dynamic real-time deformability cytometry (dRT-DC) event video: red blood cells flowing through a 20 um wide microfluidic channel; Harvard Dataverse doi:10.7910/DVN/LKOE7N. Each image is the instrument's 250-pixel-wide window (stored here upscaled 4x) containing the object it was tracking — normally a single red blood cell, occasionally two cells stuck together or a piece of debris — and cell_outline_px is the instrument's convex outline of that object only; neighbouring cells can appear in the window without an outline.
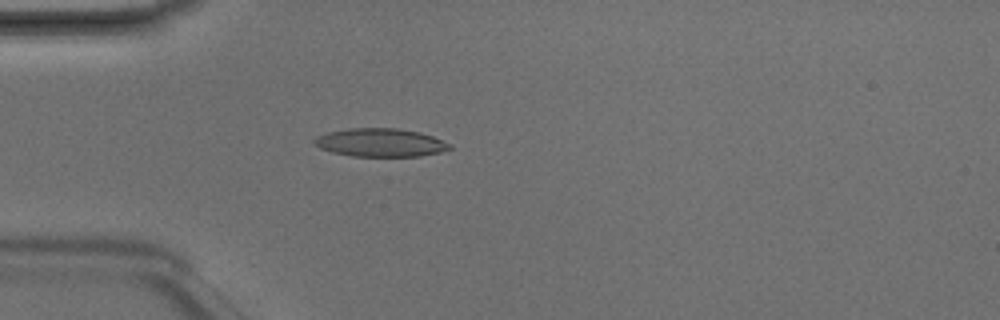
{"species": "Egyptian fruit bat (a non-hibernating species)", "species_latin": "Rousettus aegyptiacus", "temperature_condition": "room temperature", "stored_images_in_passage": 5, "camera_frame_rate_fps": 3000, "um_per_image_px": 0.085, "animal": {"sex": "male"}, "frame": {"image": 1, "passage_image": 5, "time_ms": 1.333, "image_size_px": [1000, 320], "cell_outline_px": [[452, 148], [440, 152], [420, 156], [352, 156], [332, 152], [320, 148], [312, 140], [316, 136], [328, 132], [352, 128], [396, 128], [420, 132], [432, 136], [452, 144]], "centroid_in_image_um": [32.34, 12.12], "position_along_channel_um": 52.7, "area_um2": 22.25}}